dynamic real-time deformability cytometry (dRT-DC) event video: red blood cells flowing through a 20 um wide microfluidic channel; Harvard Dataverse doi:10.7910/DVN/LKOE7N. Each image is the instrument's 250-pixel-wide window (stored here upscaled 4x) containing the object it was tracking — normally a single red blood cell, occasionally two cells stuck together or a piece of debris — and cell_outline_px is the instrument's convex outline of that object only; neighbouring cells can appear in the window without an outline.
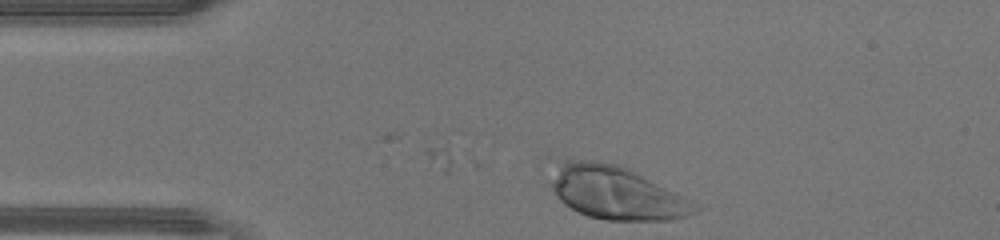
{"species": "human", "species_latin": "Homo sapiens", "temperature_condition": "warm", "stored_images_in_passage": 6, "camera_frame_rate_fps": 3000, "um_per_image_px": 0.085, "donor": {"sex": "male"}, "frame": {"image": 1, "passage_image": 1, "time_ms": 0.0, "image_size_px": [1000, 240], "cell_outline_px": [[700, 208], [696, 212], [684, 216], [668, 220], [608, 220], [588, 216], [564, 204], [556, 196], [552, 188], [548, 156], [548, 152], [596, 160], [616, 164], [628, 168], [684, 196]], "centroid_in_image_um": [52.15, 16.25], "position_along_channel_um": 32.9, "area_um2": 46.3}}